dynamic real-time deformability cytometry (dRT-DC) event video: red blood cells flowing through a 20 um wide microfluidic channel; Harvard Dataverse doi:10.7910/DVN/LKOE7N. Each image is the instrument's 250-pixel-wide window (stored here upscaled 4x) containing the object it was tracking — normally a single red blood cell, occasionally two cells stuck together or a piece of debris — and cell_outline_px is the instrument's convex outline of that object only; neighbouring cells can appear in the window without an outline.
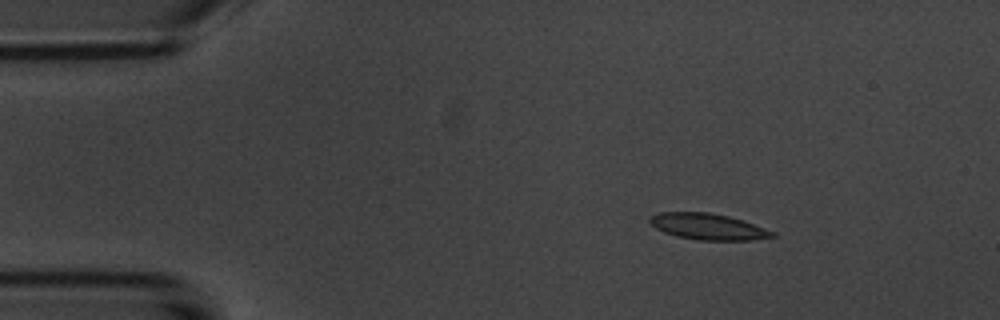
{"species": "common noctule bat (a hibernating species)", "species_latin": "Nyctalus noctula", "temperature_condition": "room temperature", "stored_images_in_passage": 5, "camera_frame_rate_fps": 3000, "um_per_image_px": 0.085, "animal": {"sex": "male", "body_mass_g": 20.1, "forearm_length_mm": 53.5}, "frame": {"image": 1, "passage_image": 3, "time_ms": 2.333, "image_size_px": [1000, 320], "cell_outline_px": [[776, 236], [752, 240], [700, 240], [676, 236], [664, 232], [656, 228], [648, 220], [648, 216], [660, 212], [712, 212], [728, 216], [776, 232]], "centroid_in_image_um": [60.14, 19.25], "position_along_channel_um": 24.9, "area_um2": 18.61}}